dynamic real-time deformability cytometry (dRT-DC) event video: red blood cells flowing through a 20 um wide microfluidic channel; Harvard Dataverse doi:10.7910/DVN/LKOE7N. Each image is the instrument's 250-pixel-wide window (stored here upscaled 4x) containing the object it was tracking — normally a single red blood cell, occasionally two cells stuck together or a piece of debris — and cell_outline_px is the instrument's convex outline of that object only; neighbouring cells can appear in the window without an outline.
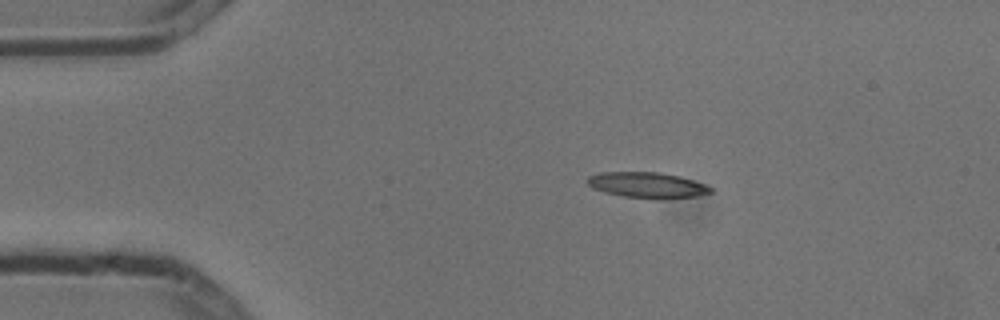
{"species": "common noctule bat (a hibernating species)", "species_latin": "Nyctalus noctula", "temperature_condition": "cold", "stored_images_in_passage": 6, "camera_frame_rate_fps": 3000, "um_per_image_px": 0.085, "animal": {"sex": "male", "body_mass_g": 13.3}, "frame": {"image": 1, "passage_image": 2, "time_ms": 0.333, "image_size_px": [1000, 320], "cell_outline_px": [[712, 192], [696, 196], [624, 196], [604, 192], [592, 188], [588, 184], [588, 176], [600, 172], [660, 172], [680, 176], [704, 184], [712, 188]], "centroid_in_image_um": [54.95, 15.68], "position_along_channel_um": 30.0, "area_um2": 17.51}}
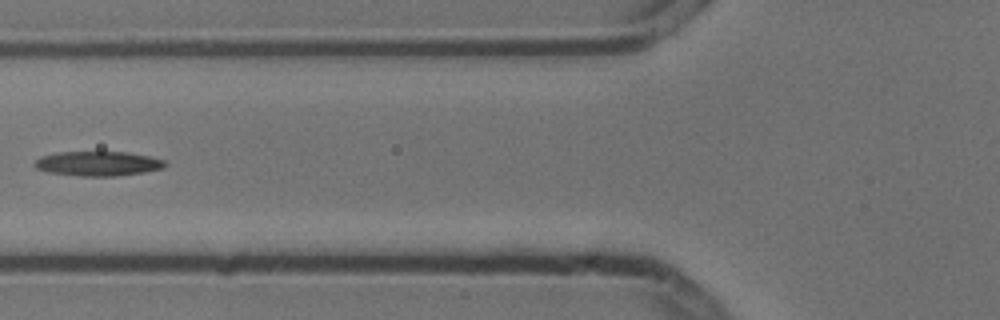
{"frame": {"image": 2, "passage_image": 5, "time_ms": 1.333, "image_size_px": [1000, 320], "cell_outline_px": [[164, 168], [144, 172], [116, 176], [80, 176], [48, 172], [36, 168], [32, 164], [40, 156], [60, 152], [128, 152], [148, 156], [164, 160]], "centroid_in_image_um": [8.29, 13.9], "position_along_channel_um": 117.5, "area_um2": 18.61}}
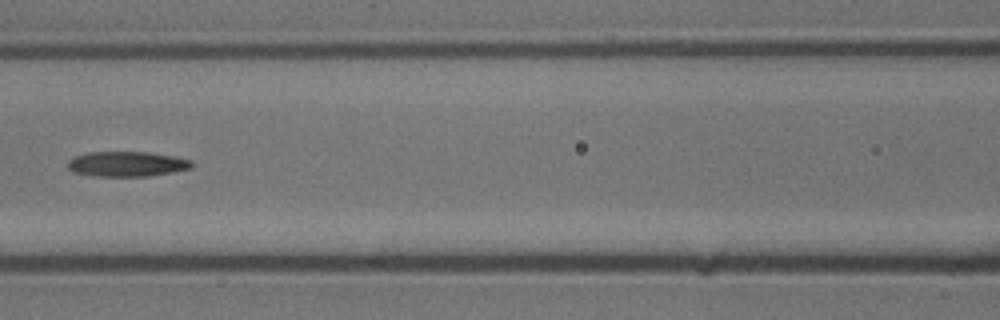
{"frame": {"image": 3, "passage_image": 6, "time_ms": 1.667, "image_size_px": [1000, 320], "cell_outline_px": [[192, 168], [172, 172], [148, 176], [92, 176], [72, 172], [68, 168], [68, 160], [72, 156], [88, 152], [148, 152], [172, 156], [192, 160]], "centroid_in_image_um": [10.73, 13.94], "position_along_channel_um": 155.9, "area_um2": 18.21}}